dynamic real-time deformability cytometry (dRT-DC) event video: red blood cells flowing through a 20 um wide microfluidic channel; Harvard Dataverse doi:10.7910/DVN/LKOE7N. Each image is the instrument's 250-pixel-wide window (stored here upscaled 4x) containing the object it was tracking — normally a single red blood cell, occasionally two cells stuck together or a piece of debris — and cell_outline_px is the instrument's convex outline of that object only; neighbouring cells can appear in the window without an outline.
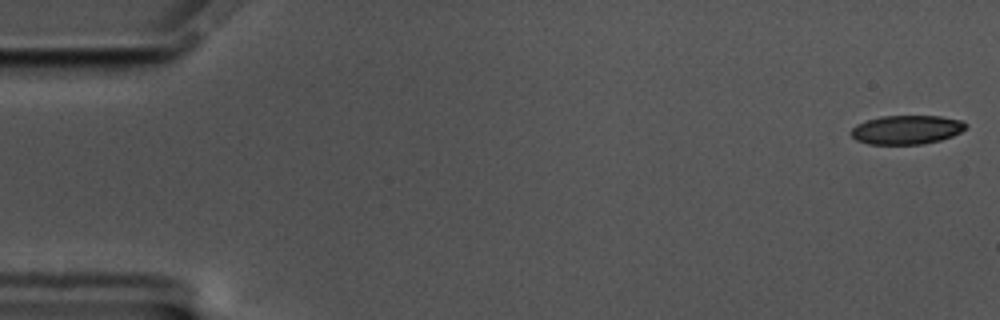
{"species": "common noctule bat (a hibernating species)", "species_latin": "Nyctalus noctula", "temperature_condition": "cold", "stored_images_in_passage": 58, "camera_frame_rate_fps": 3000, "um_per_image_px": 0.085, "animal": {"sex": "male", "body_mass_g": 17.5, "forearm_length_mm": 52.3}, "frame": {"image": 1, "passage_image": 1, "time_ms": 0.0, "image_size_px": [1000, 320], "cell_outline_px": [[968, 124], [960, 132], [952, 136], [940, 140], [924, 144], [868, 144], [856, 140], [848, 132], [856, 124], [880, 116], [940, 116], [960, 120]], "centroid_in_image_um": [77.03, 11.03], "position_along_channel_um": 8.0, "area_um2": 19.36}}
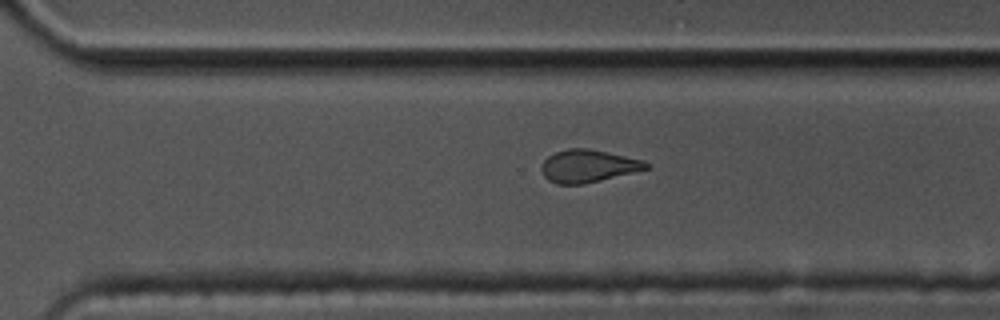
{"frame": {"image": 2, "passage_image": 40, "time_ms": 13.0, "image_size_px": [1000, 320], "cell_outline_px": [[648, 168], [584, 184], [556, 184], [548, 180], [544, 176], [540, 168], [540, 164], [548, 156], [556, 152], [568, 148], [588, 148], [608, 152], [644, 160], [648, 164]], "centroid_in_image_um": [49.93, 14.1], "position_along_channel_um": 320.7, "area_um2": 19.77}}
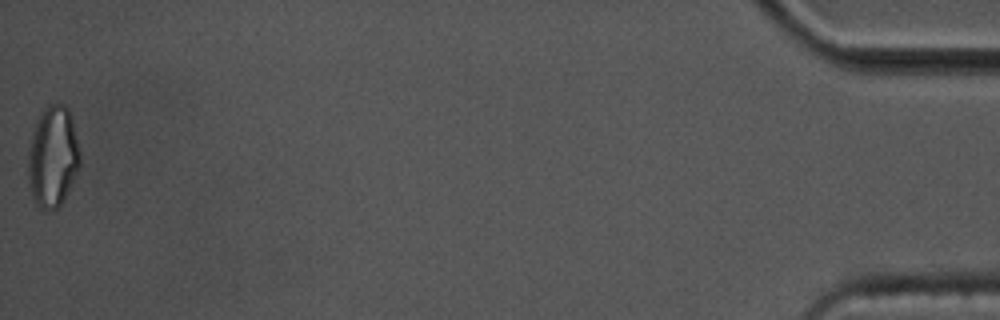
{"frame": {"image": 3, "passage_image": 58, "time_ms": 19.0, "image_size_px": [1000, 320], "cell_outline_px": [[80, 164], [60, 204], [52, 212], [44, 212], [36, 204], [32, 196], [28, 184], [28, 152], [32, 132], [36, 120], [40, 112], [48, 104], [64, 104], [68, 108], [72, 120], [80, 152]], "centroid_in_image_um": [4.45, 13.32], "position_along_channel_um": 430.7, "area_um2": 30.58}, "authors_computed_cell_mechanics": {"area_um2": 20.9814, "velocity_mm_per_s": 3.4629, "shape_relaxation_time_tau1_ms": 3.634, "shape_relaxation_time_tau2_ms": 2.3749, "deformation_change_tau1": 0.1398, "deformation_change_tau2": 0.1028}}